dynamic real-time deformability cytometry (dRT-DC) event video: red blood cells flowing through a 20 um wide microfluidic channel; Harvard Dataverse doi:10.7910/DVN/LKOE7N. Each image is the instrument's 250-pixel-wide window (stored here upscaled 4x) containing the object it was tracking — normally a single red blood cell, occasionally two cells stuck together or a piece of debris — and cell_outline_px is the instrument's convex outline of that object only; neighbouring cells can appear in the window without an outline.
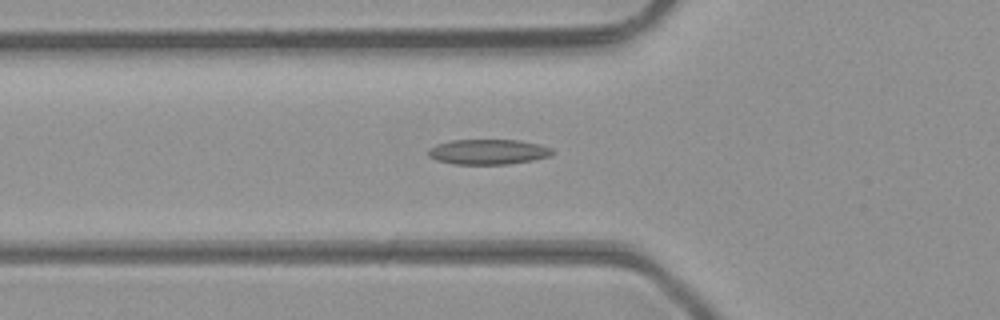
{"species": "common noctule bat (a hibernating species)", "species_latin": "Nyctalus noctula", "temperature_condition": "room temperature", "stored_images_in_passage": 43, "camera_frame_rate_fps": 3000, "um_per_image_px": 0.085, "animal": {"sex": "male", "body_mass_g": 23.1, "forearm_length_mm": 52.7}, "frame": {"image": 1, "passage_image": 12, "time_ms": 3.667, "image_size_px": [1000, 320], "cell_outline_px": [[556, 152], [552, 156], [532, 160], [508, 164], [452, 164], [436, 160], [428, 156], [428, 148], [436, 144], [452, 140], [520, 140], [540, 144], [552, 148]], "centroid_in_image_um": [41.51, 12.9], "position_along_channel_um": 84.3, "area_um2": 18.44}}
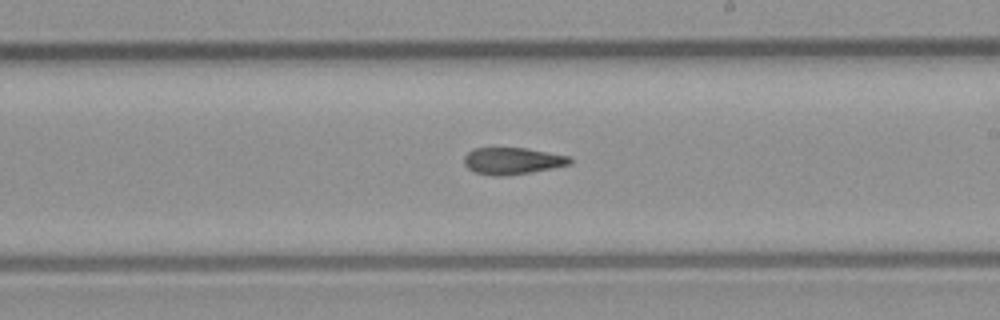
{"frame": {"image": 2, "passage_image": 23, "time_ms": 7.333, "image_size_px": [1000, 320], "cell_outline_px": [[572, 164], [532, 172], [504, 176], [492, 176], [476, 172], [468, 168], [464, 164], [464, 156], [468, 152], [476, 148], [524, 148], [568, 156], [572, 160]], "centroid_in_image_um": [43.54, 13.69], "position_along_channel_um": 245.5, "area_um2": 16.42}}
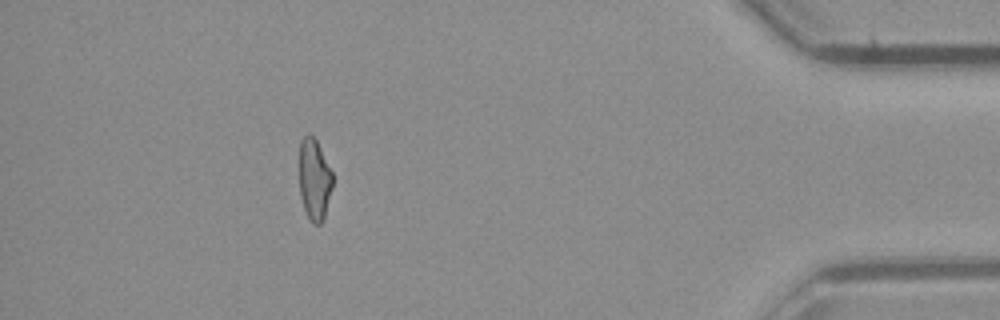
{"frame": {"image": 3, "passage_image": 38, "time_ms": 12.333, "image_size_px": [1000, 320], "cell_outline_px": [[332, 188], [324, 220], [320, 224], [312, 224], [304, 208], [300, 196], [300, 140], [308, 132], [316, 140], [332, 172]], "centroid_in_image_um": [26.72, 15.28], "position_along_channel_um": 408.5, "area_um2": 15.72}, "authors_computed_cell_mechanics": {"area_um2": 17.1088, "velocity_mm_per_s": 4.362, "shape_relaxation_time_tau1_ms": null, "shape_relaxation_time_tau2_ms": 4.2871, "deformation_change_tau1": null, "deformation_change_tau2": 0.1297}}